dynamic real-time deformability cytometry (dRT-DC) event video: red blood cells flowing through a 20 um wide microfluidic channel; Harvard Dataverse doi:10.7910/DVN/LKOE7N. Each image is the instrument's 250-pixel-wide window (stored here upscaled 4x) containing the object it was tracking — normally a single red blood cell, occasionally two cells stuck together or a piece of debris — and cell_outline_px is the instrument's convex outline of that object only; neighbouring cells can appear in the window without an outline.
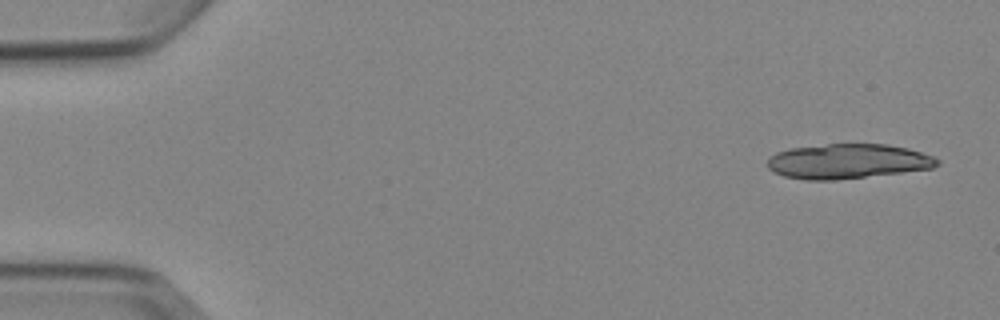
{"species": "Egyptian fruit bat (a non-hibernating species)", "species_latin": "Rousettus aegyptiacus", "temperature_condition": "cold", "stored_images_in_passage": 5, "camera_frame_rate_fps": 3000, "um_per_image_px": 0.085, "animal": {"sex": "female"}, "frame": {"image": 1, "passage_image": 1, "time_ms": 0.0, "image_size_px": [1000, 320], "cell_outline_px": [[940, 164], [932, 168], [836, 180], [804, 180], [784, 176], [768, 168], [768, 160], [776, 152], [792, 148], [828, 144], [888, 144], [908, 148], [932, 156], [940, 160]], "centroid_in_image_um": [72.07, 13.71], "position_along_channel_um": 12.9, "area_um2": 34.16}}